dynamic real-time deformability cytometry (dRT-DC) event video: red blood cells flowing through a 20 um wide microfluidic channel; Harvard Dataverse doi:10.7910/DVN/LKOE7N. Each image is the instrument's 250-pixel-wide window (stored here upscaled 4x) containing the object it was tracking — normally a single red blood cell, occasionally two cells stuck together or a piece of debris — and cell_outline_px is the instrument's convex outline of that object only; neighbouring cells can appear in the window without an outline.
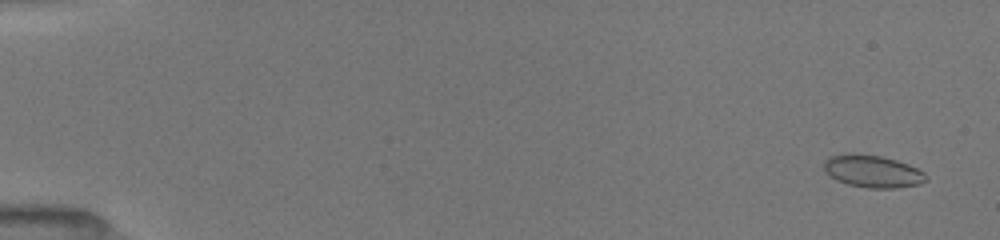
{"species": "common noctule bat (a hibernating species)", "species_latin": "Nyctalus noctula", "temperature_condition": "room temperature", "stored_images_in_passage": 53, "camera_frame_rate_fps": 3000, "um_per_image_px": 0.085, "animal": {"sex": "female", "body_mass_g": 19.5, "forearm_length_mm": 54.1}, "frame": {"image": 1, "passage_image": 3, "time_ms": 0.667, "image_size_px": [1000, 240], "cell_outline_px": [[928, 180], [920, 184], [896, 188], [868, 188], [848, 184], [836, 180], [824, 172], [824, 160], [832, 156], [844, 152], [852, 152], [880, 156], [896, 160], [908, 164], [924, 172], [928, 176]], "centroid_in_image_um": [74.16, 14.55], "position_along_channel_um": 10.8, "area_um2": 19.54}}
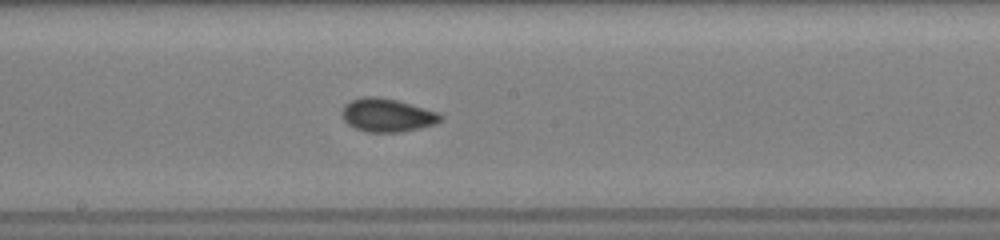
{"frame": {"image": 2, "passage_image": 30, "time_ms": 9.667, "image_size_px": [1000, 240], "cell_outline_px": [[444, 116], [436, 124], [420, 128], [400, 132], [368, 132], [356, 128], [348, 124], [344, 120], [340, 112], [344, 104], [352, 100], [364, 96], [380, 96], [396, 100], [440, 112]], "centroid_in_image_um": [32.91, 9.78], "position_along_channel_um": 215.3, "area_um2": 19.31}}
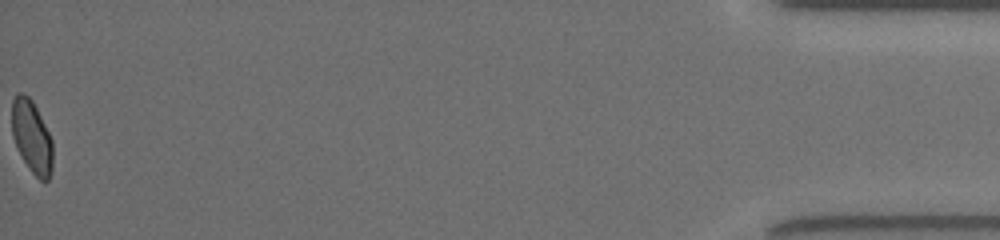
{"frame": {"image": 3, "passage_image": 53, "time_ms": 17.333, "image_size_px": [1000, 240], "cell_outline_px": [[52, 172], [48, 180], [40, 180], [28, 168], [12, 136], [12, 100], [20, 92], [24, 92], [32, 100], [52, 140]], "centroid_in_image_um": [2.7, 11.63], "position_along_channel_um": 432.5, "area_um2": 17.05}, "authors_computed_cell_mechanics": {"area_um2": 18.6116, "velocity_mm_per_s": 4.0149, "shape_relaxation_time_tau1_ms": null, "shape_relaxation_time_tau2_ms": 1.1351, "deformation_change_tau1": null, "deformation_change_tau2": 0.0473}}